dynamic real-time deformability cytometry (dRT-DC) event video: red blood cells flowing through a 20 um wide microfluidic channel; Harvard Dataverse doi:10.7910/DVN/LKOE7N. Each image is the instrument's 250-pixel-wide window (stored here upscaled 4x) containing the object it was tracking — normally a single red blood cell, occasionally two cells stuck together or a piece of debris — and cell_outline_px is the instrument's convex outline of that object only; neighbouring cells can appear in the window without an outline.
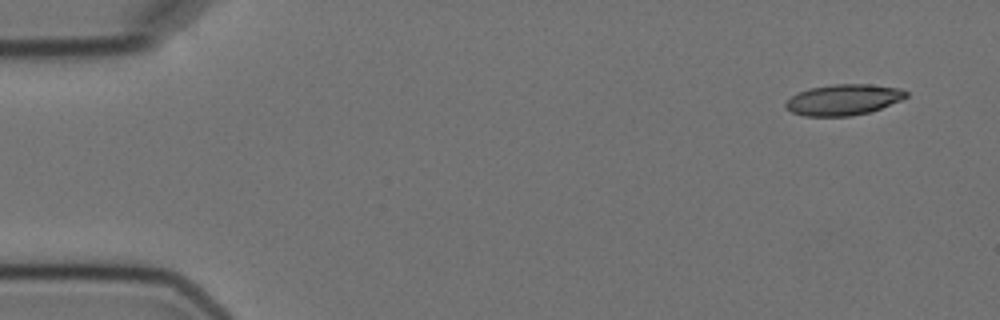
{"species": "Egyptian fruit bat (a non-hibernating species)", "species_latin": "Rousettus aegyptiacus", "temperature_condition": "cold", "stored_images_in_passage": 13, "segment_of_instrument_passage": [1, 2], "camera_frame_rate_fps": 3000, "um_per_image_px": 0.085, "animal": {"sex": "female"}, "frame": {"image": 1, "passage_image": 1, "time_ms": 0.0, "image_size_px": [1000, 320], "cell_outline_px": [[908, 96], [900, 100], [880, 108], [868, 112], [852, 116], [804, 116], [792, 112], [784, 108], [784, 104], [792, 96], [808, 88], [832, 84], [868, 84], [900, 88], [908, 92]], "centroid_in_image_um": [71.67, 8.47], "position_along_channel_um": 13.3, "area_um2": 21.62}}
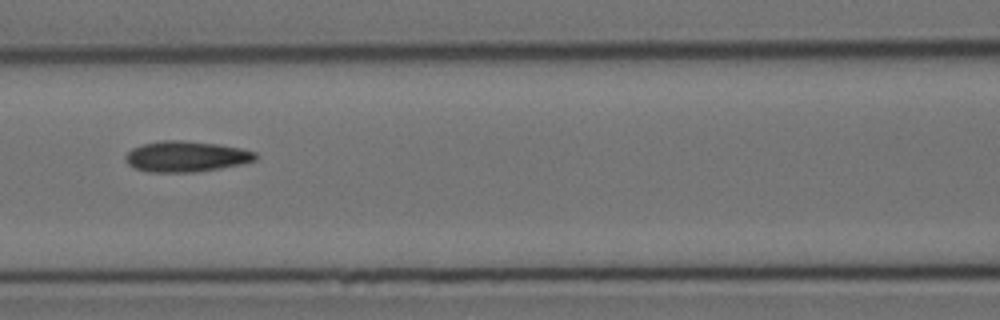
{"frame": {"image": 2, "passage_image": 6, "time_ms": 7.0, "image_size_px": [1000, 320], "cell_outline_px": [[256, 160], [240, 164], [220, 168], [196, 172], [148, 172], [132, 168], [124, 160], [124, 156], [132, 148], [140, 144], [164, 140], [180, 140], [216, 144], [240, 148], [256, 152]], "centroid_in_image_um": [15.75, 13.3], "position_along_channel_um": 150.8, "area_um2": 23.35}}
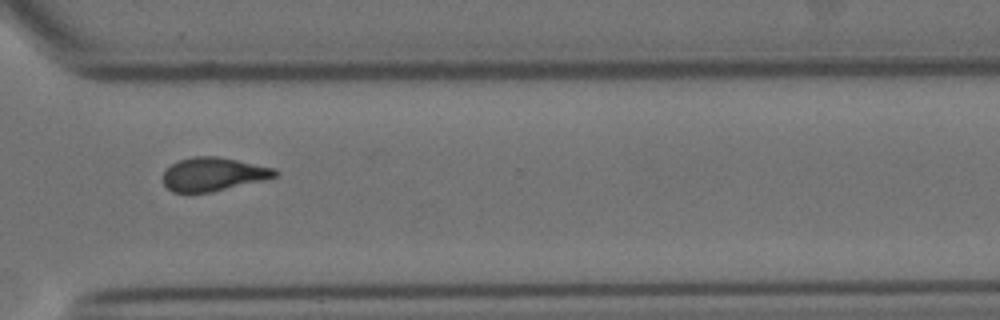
{"frame": {"image": 3, "passage_image": 11, "time_ms": 12.667, "image_size_px": [1000, 320], "cell_outline_px": [[280, 172], [276, 176], [264, 180], [212, 192], [172, 192], [164, 184], [164, 172], [172, 164], [180, 160], [196, 156], [216, 156], [276, 168]], "centroid_in_image_um": [18.17, 14.81], "position_along_channel_um": 352.4, "area_um2": 21.68}}